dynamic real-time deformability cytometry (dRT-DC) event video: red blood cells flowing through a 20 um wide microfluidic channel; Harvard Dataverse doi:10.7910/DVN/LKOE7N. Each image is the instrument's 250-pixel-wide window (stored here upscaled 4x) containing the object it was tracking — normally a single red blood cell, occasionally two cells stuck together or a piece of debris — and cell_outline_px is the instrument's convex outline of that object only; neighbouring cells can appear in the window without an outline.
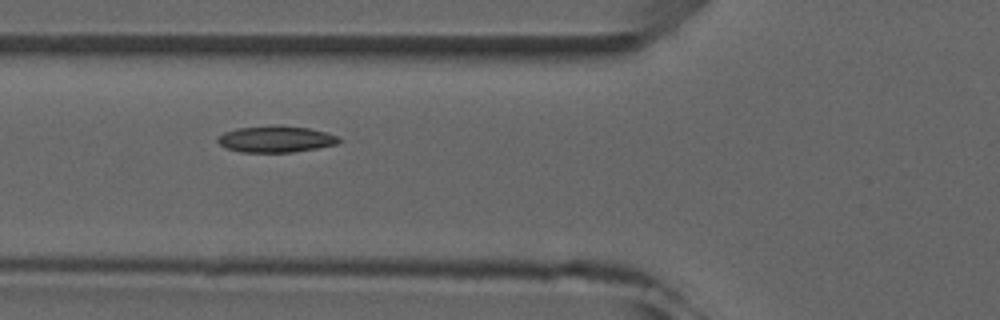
{"species": "common noctule bat (a hibernating species)", "species_latin": "Nyctalus noctula", "temperature_condition": "room temperature", "stored_images_in_passage": 7, "camera_frame_rate_fps": 3000, "um_per_image_px": 0.085, "animal": {"sex": "male", "forearm_length_mm": 52.5}, "frame": {"image": 1, "passage_image": 4, "time_ms": 3.333, "image_size_px": [1000, 320], "cell_outline_px": [[340, 140], [336, 144], [316, 148], [292, 152], [240, 152], [224, 148], [216, 140], [224, 132], [236, 128], [276, 124], [308, 128], [324, 132], [336, 136]], "centroid_in_image_um": [23.38, 11.81], "position_along_channel_um": 102.4, "area_um2": 18.67}}
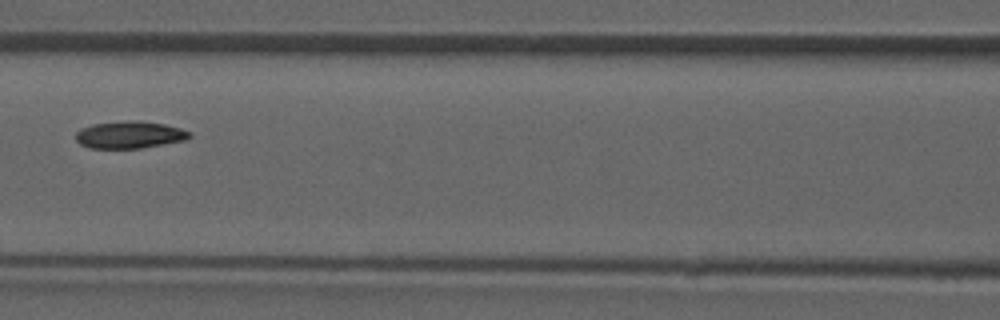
{"frame": {"image": 2, "passage_image": 5, "time_ms": 4.667, "image_size_px": [1000, 320], "cell_outline_px": [[192, 136], [184, 140], [140, 148], [88, 148], [80, 144], [76, 140], [76, 132], [80, 128], [92, 124], [124, 120], [140, 120], [164, 124], [180, 128], [192, 132]], "centroid_in_image_um": [10.99, 11.44], "position_along_channel_um": 155.6, "area_um2": 18.15}}